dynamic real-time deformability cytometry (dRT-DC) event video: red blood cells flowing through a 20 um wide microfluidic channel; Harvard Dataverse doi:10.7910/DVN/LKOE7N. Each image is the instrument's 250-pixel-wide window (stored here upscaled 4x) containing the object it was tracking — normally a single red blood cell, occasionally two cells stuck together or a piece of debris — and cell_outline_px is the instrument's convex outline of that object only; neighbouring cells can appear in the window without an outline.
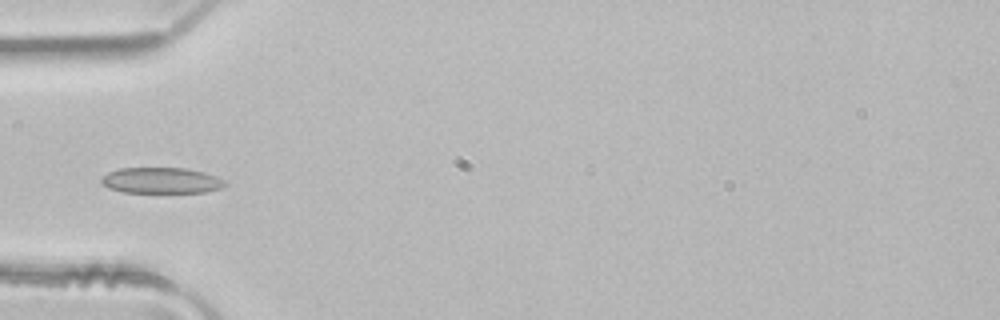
{"species": "common noctule bat (a hibernating species)", "species_latin": "Nyctalus noctula", "temperature_condition": "room temperature", "stored_images_in_passage": 4, "camera_frame_rate_fps": 3000, "um_per_image_px": 0.085, "animal": {"sex": "male", "body_mass_g": 21.5, "forearm_length_mm": 52.0}, "frame": {"image": 1, "passage_image": 4, "time_ms": 1.0, "image_size_px": [1000, 320], "cell_outline_px": [[228, 184], [220, 188], [204, 192], [124, 192], [108, 188], [100, 180], [108, 172], [120, 168], [188, 168], [204, 172], [228, 180]], "centroid_in_image_um": [13.76, 15.33], "position_along_channel_um": 71.2, "area_um2": 18.67}}